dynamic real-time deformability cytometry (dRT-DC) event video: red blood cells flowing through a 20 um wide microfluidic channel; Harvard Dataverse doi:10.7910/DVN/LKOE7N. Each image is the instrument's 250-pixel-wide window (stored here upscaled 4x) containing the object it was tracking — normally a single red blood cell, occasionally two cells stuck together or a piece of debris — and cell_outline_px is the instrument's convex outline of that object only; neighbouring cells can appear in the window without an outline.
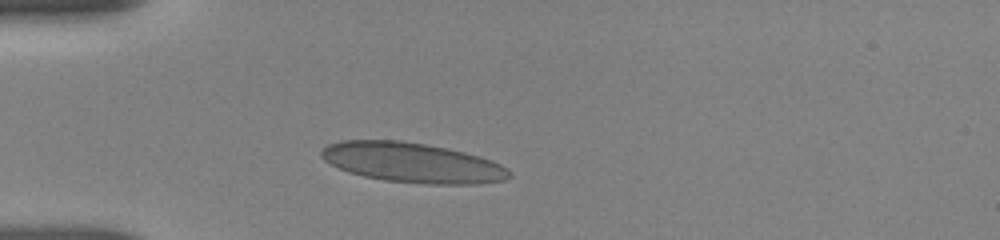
{"species": "human", "species_latin": "Homo sapiens", "temperature_condition": "room temperature", "stored_images_in_passage": 4, "camera_frame_rate_fps": 3000, "um_per_image_px": 0.085, "donor": {"sex": "female"}, "frame": {"image": 1, "passage_image": 1, "time_ms": 0.0, "image_size_px": [1000, 240], "cell_outline_px": [[512, 176], [504, 180], [480, 184], [428, 184], [384, 180], [364, 176], [348, 172], [324, 160], [320, 156], [320, 152], [328, 144], [340, 140], [400, 140], [424, 144], [464, 152], [480, 156], [492, 160], [500, 164]], "centroid_in_image_um": [35.03, 13.82], "position_along_channel_um": 50.0, "area_um2": 43.47}}
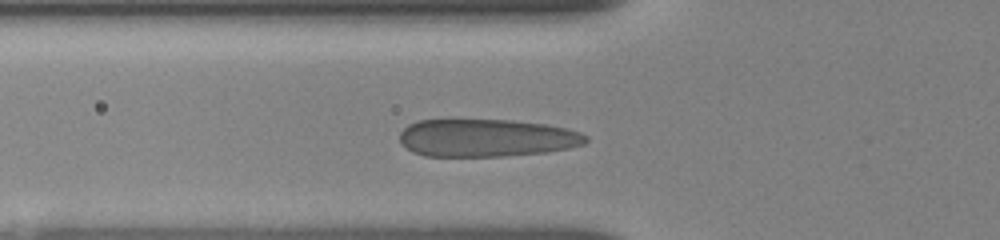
{"frame": {"image": 2, "passage_image": 4, "time_ms": 1.333, "image_size_px": [1000, 240], "cell_outline_px": [[588, 140], [584, 144], [568, 148], [544, 152], [504, 156], [424, 156], [412, 152], [400, 140], [400, 132], [408, 124], [416, 120], [452, 116], [512, 120], [544, 124], [568, 128], [580, 132], [588, 136]], "centroid_in_image_um": [41.28, 11.66], "position_along_channel_um": 84.5, "area_um2": 42.31}}